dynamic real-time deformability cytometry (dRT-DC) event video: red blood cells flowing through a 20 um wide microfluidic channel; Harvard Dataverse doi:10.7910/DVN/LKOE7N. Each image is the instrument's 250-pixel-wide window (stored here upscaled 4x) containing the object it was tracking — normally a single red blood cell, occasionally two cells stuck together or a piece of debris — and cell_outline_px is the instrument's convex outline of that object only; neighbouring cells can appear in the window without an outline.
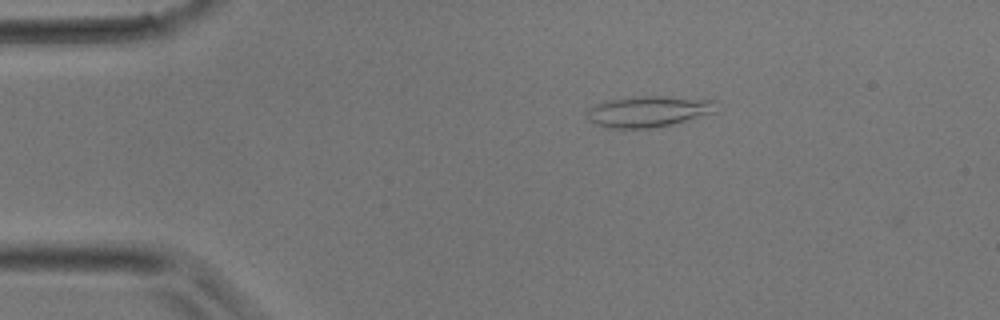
{"species": "common noctule bat (a hibernating species)", "species_latin": "Nyctalus noctula", "temperature_condition": "room temperature", "stored_images_in_passage": 33, "camera_frame_rate_fps": 3000, "um_per_image_px": 0.085, "animal": {"sex": "male", "body_mass_g": 17.9}, "frame": {"image": 1, "passage_image": 1, "time_ms": 0.0, "image_size_px": [1000, 320], "cell_outline_px": [[716, 112], [672, 124], [648, 128], [612, 128], [588, 120], [588, 108], [596, 104], [612, 100], [644, 96], [668, 96], [716, 100]], "centroid_in_image_um": [55.18, 9.46], "position_along_channel_um": 29.8, "area_um2": 22.95}}
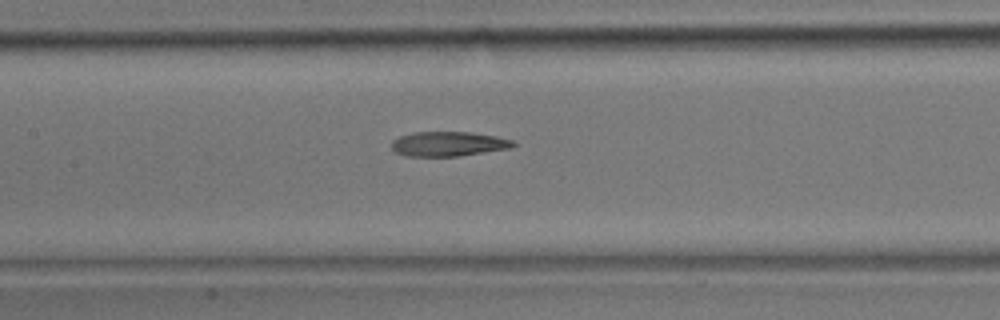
{"frame": {"image": 2, "passage_image": 12, "time_ms": 3.667, "image_size_px": [1000, 320], "cell_outline_px": [[516, 144], [512, 148], [460, 156], [408, 156], [396, 152], [392, 148], [392, 140], [400, 136], [412, 132], [468, 132], [496, 136], [512, 140]], "centroid_in_image_um": [38.12, 12.23], "position_along_channel_um": 169.3, "area_um2": 17.46}}
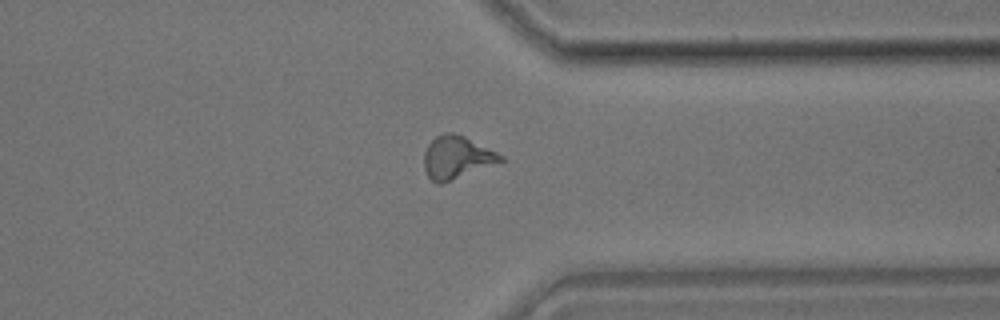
{"frame": {"image": 3, "passage_image": 24, "time_ms": 7.667, "image_size_px": [1000, 320], "cell_outline_px": [[504, 160], [440, 184], [436, 184], [428, 176], [424, 168], [424, 152], [428, 144], [436, 136], [444, 132], [452, 132], [464, 136], [504, 156]], "centroid_in_image_um": [38.77, 13.36], "position_along_channel_um": 372.6, "area_um2": 18.67}}